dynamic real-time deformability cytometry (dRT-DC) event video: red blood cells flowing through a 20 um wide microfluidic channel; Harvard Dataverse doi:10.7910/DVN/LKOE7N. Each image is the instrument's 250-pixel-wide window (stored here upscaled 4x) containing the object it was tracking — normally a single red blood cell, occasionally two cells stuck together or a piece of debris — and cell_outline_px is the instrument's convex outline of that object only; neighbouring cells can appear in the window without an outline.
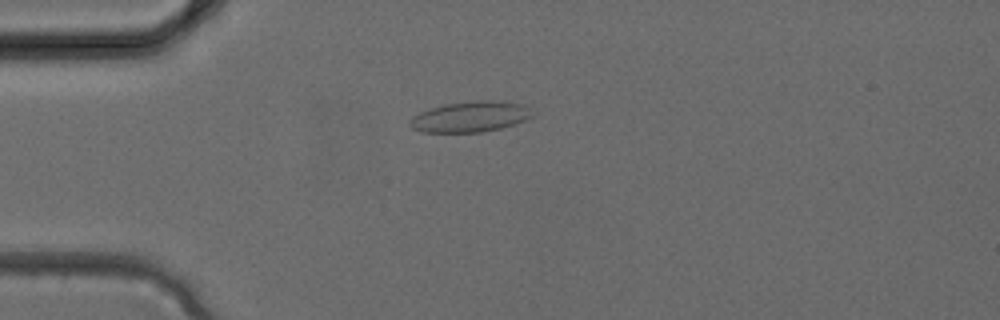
{"species": "common noctule bat (a hibernating species)", "species_latin": "Nyctalus noctula", "temperature_condition": "cold", "stored_images_in_passage": 2, "camera_frame_rate_fps": 3000, "um_per_image_px": 0.085, "animal": {"sex": "female", "body_mass_g": 24.6, "forearm_length_mm": 56.2}, "frame": {"image": 1, "passage_image": 2, "time_ms": 0.333, "image_size_px": [1000, 320], "cell_outline_px": [[532, 116], [524, 120], [500, 128], [484, 132], [424, 132], [412, 128], [408, 124], [408, 120], [412, 116], [420, 112], [432, 108], [448, 104], [476, 100], [492, 100], [524, 104], [528, 108]], "centroid_in_image_um": [39.93, 9.92], "position_along_channel_um": 45.1, "area_um2": 21.62}}